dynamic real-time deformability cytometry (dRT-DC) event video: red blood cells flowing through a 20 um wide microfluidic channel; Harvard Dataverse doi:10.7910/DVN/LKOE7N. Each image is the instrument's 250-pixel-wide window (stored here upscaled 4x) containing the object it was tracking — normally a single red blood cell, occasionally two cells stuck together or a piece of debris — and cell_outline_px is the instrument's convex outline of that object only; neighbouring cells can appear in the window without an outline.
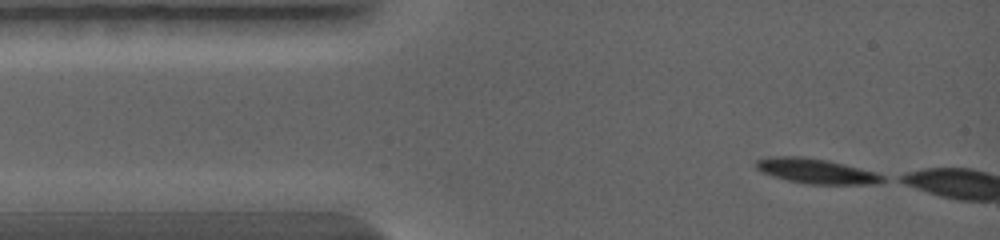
{"species": "common noctule bat (a hibernating species)", "species_latin": "Nyctalus noctula", "temperature_condition": "warm", "stored_images_in_passage": 3, "camera_frame_rate_fps": 5000, "um_per_image_px": 0.085, "animal": {"sex": "female", "body_mass_g": 19.0, "forearm_length_mm": 56.7}, "frame": {"image": 1, "passage_image": 1, "time_ms": 0.0, "image_size_px": [1000, 240], "cell_outline_px": [[888, 180], [880, 184], [804, 184], [772, 176], [756, 168], [756, 160], [768, 156], [804, 156], [828, 160], [876, 172], [884, 176]], "centroid_in_image_um": [69.41, 14.54], "position_along_channel_um": 15.6, "area_um2": 18.61}}